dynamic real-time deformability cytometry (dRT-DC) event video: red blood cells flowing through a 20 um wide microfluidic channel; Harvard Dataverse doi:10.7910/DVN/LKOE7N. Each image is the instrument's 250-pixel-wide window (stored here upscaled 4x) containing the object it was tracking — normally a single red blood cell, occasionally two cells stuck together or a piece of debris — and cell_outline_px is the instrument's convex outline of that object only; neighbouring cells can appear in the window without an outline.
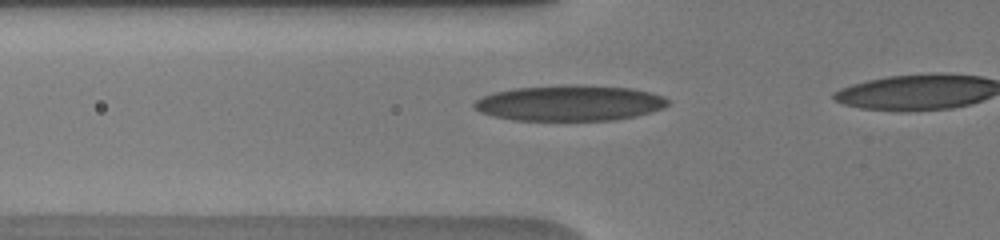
{"species": "human", "species_latin": "Homo sapiens", "temperature_condition": "warm", "stored_images_in_passage": 31, "camera_frame_rate_fps": 3000, "um_per_image_px": 0.085, "donor": {"sex": "male"}, "frame": {"image": 1, "passage_image": 14, "time_ms": 4.333, "image_size_px": [1000, 240], "cell_outline_px": [[668, 104], [664, 108], [636, 116], [612, 120], [512, 120], [492, 116], [480, 112], [472, 108], [472, 104], [476, 100], [492, 92], [516, 88], [576, 84], [580, 84], [632, 88], [664, 96], [668, 100]], "centroid_in_image_um": [48.4, 8.76], "position_along_channel_um": 77.4, "area_um2": 40.4}}
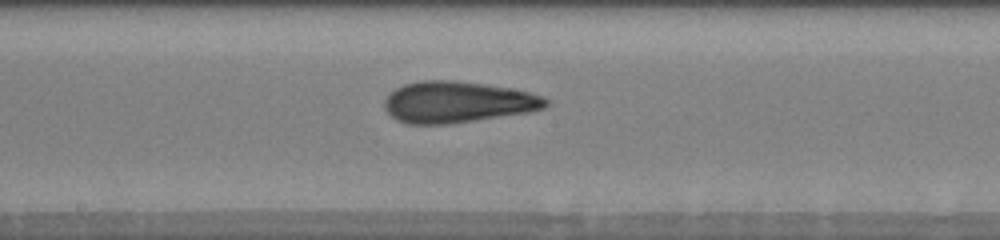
{"frame": {"image": 2, "passage_image": 25, "time_ms": 7.667, "image_size_px": [1000, 240], "cell_outline_px": [[548, 104], [544, 108], [528, 112], [448, 124], [408, 124], [396, 120], [384, 108], [384, 100], [396, 88], [404, 84], [420, 80], [452, 80], [484, 84], [508, 88], [528, 92], [540, 96], [548, 100]], "centroid_in_image_um": [38.84, 8.68], "position_along_channel_um": 209.4, "area_um2": 38.49}}
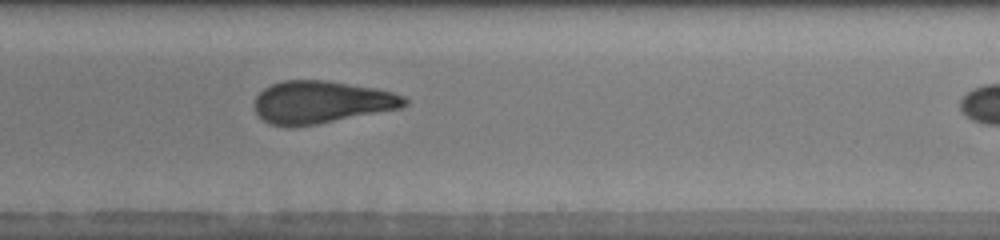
{"frame": {"image": 3, "passage_image": 30, "time_ms": 9.0, "image_size_px": [1000, 240], "cell_outline_px": [[408, 104], [400, 108], [320, 124], [292, 128], [288, 128], [268, 124], [256, 112], [252, 104], [256, 96], [264, 88], [272, 84], [284, 80], [328, 80], [376, 88], [392, 92], [404, 96], [408, 100]], "centroid_in_image_um": [27.28, 8.7], "position_along_channel_um": 261.7, "area_um2": 37.69}}